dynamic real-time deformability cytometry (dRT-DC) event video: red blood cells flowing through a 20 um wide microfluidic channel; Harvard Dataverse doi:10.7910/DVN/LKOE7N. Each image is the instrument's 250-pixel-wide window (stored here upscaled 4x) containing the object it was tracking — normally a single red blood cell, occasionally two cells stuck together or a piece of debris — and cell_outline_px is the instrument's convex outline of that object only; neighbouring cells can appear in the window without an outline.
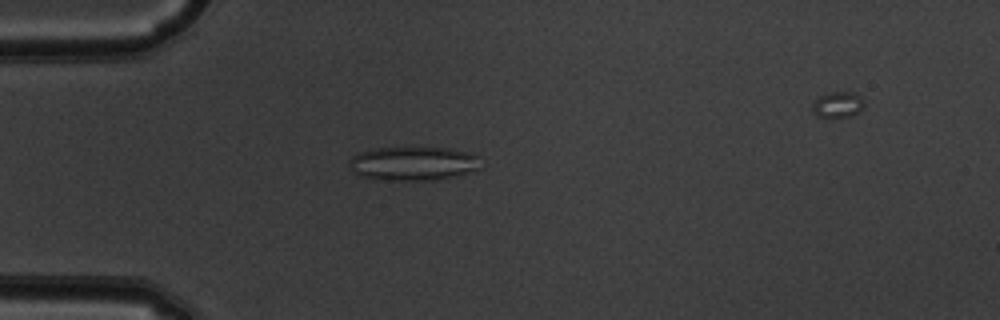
{"species": "common noctule bat (a hibernating species)", "species_latin": "Nyctalus noctula", "temperature_condition": "warm", "stored_images_in_passage": 39, "camera_frame_rate_fps": 3000, "um_per_image_px": 0.085, "animal": {"sex": "male", "body_mass_g": 19.5, "forearm_length_mm": 54.6}, "frame": {"image": 1, "passage_image": 4, "time_ms": 1.0, "image_size_px": [1000, 320], "cell_outline_px": [[480, 168], [456, 176], [436, 180], [388, 180], [364, 176], [348, 168], [348, 160], [356, 152], [376, 148], [448, 148], [468, 152], [476, 156]], "centroid_in_image_um": [35.08, 13.89], "position_along_channel_um": 49.9, "area_um2": 25.78}}
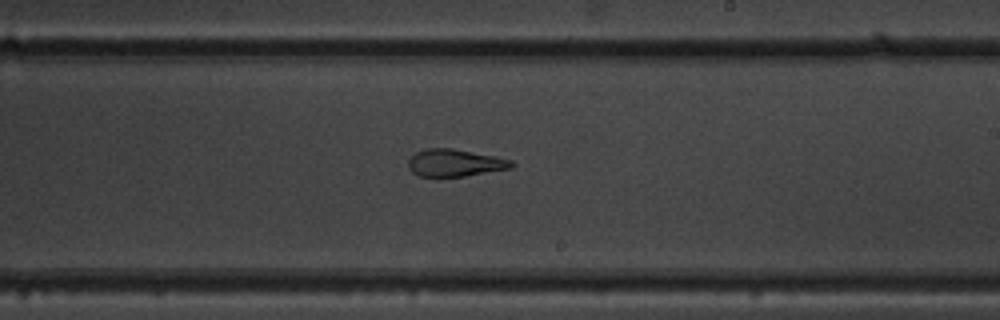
{"frame": {"image": 2, "passage_image": 20, "time_ms": 6.333, "image_size_px": [1000, 320], "cell_outline_px": [[516, 164], [512, 168], [464, 176], [416, 176], [408, 168], [408, 160], [416, 152], [428, 148], [452, 148], [496, 156], [512, 160]], "centroid_in_image_um": [38.68, 13.84], "position_along_channel_um": 250.3, "area_um2": 16.47}}
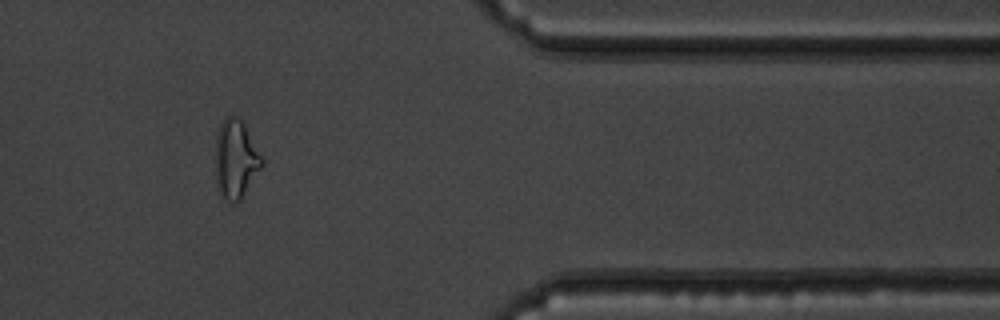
{"frame": {"image": 3, "passage_image": 32, "time_ms": 10.333, "image_size_px": [1000, 320], "cell_outline_px": [[264, 164], [240, 200], [236, 204], [228, 200], [220, 192], [216, 184], [216, 136], [220, 124], [232, 112], [244, 124], [264, 160]], "centroid_in_image_um": [20.04, 13.51], "position_along_channel_um": 391.4, "area_um2": 21.1}}